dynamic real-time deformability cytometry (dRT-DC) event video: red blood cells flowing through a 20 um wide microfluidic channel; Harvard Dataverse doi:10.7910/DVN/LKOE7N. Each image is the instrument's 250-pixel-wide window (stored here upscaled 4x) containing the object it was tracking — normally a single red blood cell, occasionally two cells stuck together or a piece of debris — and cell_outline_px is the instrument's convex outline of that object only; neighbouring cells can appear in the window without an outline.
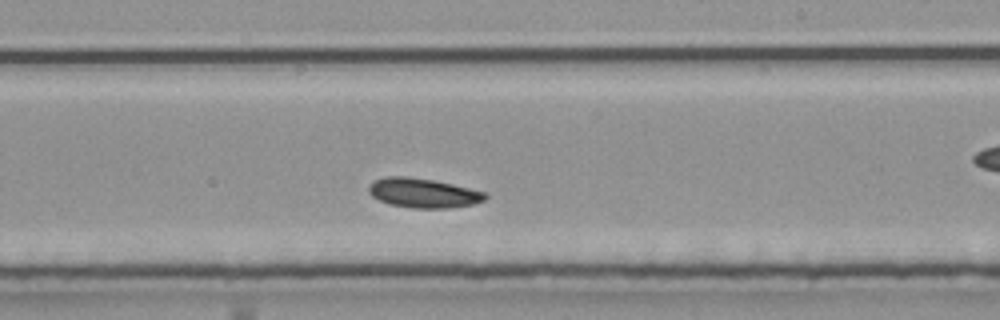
{"species": "common noctule bat (a hibernating species)", "species_latin": "Nyctalus noctula", "temperature_condition": "room temperature", "stored_images_in_passage": 25, "camera_frame_rate_fps": 3000, "um_per_image_px": 0.085, "animal": {"sex": "male", "body_mass_g": 20.4}, "frame": {"image": 1, "passage_image": 11, "time_ms": 3.333, "image_size_px": [1000, 320], "cell_outline_px": [[488, 196], [484, 200], [472, 204], [448, 208], [412, 208], [388, 204], [372, 196], [368, 192], [368, 188], [376, 180], [384, 176], [408, 176], [432, 180], [452, 184], [484, 192]], "centroid_in_image_um": [35.95, 16.4], "position_along_channel_um": 253.1, "area_um2": 19.83}}